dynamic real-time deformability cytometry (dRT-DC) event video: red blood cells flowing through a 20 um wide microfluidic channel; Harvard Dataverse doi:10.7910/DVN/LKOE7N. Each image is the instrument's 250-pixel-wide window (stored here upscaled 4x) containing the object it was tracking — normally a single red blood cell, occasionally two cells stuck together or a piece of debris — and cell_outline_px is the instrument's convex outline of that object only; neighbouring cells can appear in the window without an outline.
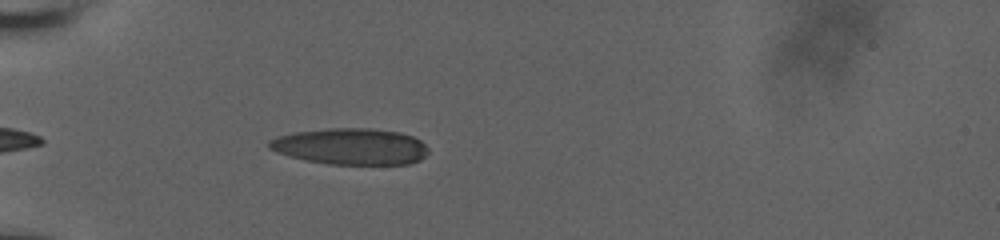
{"species": "human", "species_latin": "Homo sapiens", "temperature_condition": "room temperature", "stored_images_in_passage": 37, "camera_frame_rate_fps": 3000, "um_per_image_px": 0.085, "donor": {"sex": "male"}, "frame": {"image": 1, "passage_image": 3, "time_ms": 0.667, "image_size_px": [1000, 240], "cell_outline_px": [[428, 152], [420, 160], [408, 164], [328, 164], [308, 160], [276, 152], [268, 148], [268, 140], [276, 136], [292, 132], [328, 128], [372, 128], [400, 132], [412, 136], [420, 140], [428, 148]], "centroid_in_image_um": [29.8, 12.43], "position_along_channel_um": 55.2, "area_um2": 33.81}}
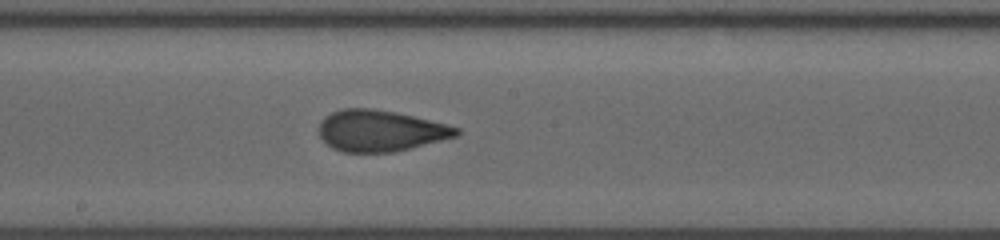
{"frame": {"image": 2, "passage_image": 17, "time_ms": 5.333, "image_size_px": [1000, 240], "cell_outline_px": [[460, 132], [456, 136], [396, 152], [340, 152], [332, 148], [320, 136], [320, 120], [324, 116], [332, 112], [344, 108], [372, 108], [396, 112], [448, 124], [460, 128]], "centroid_in_image_um": [32.33, 11.11], "position_along_channel_um": 215.9, "area_um2": 33.06}}
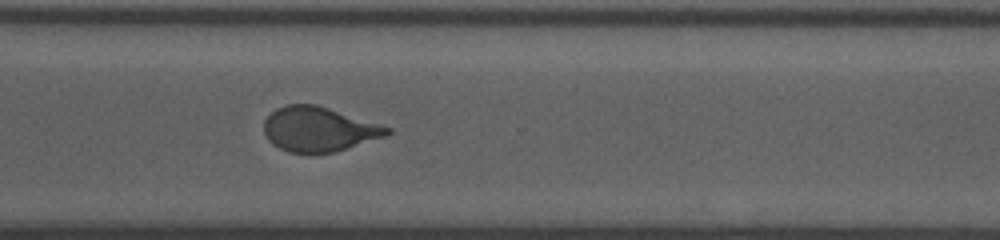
{"frame": {"image": 3, "passage_image": 27, "time_ms": 8.667, "image_size_px": [1000, 240], "cell_outline_px": [[392, 132], [384, 136], [332, 152], [288, 152], [272, 144], [268, 140], [264, 132], [264, 120], [276, 108], [288, 104], [316, 104], [380, 124], [392, 128]], "centroid_in_image_um": [27.06, 10.96], "position_along_channel_um": 343.5, "area_um2": 31.56}, "authors_computed_cell_mechanics": {"area_um2": 32.8882, "velocity_mm_per_s": 3.846, "shape_relaxation_time_tau1_ms": 8.4128, "shape_relaxation_time_tau2_ms": 1.08, "deformation_change_tau1": 0.2464, "deformation_change_tau2": 0.0817}}